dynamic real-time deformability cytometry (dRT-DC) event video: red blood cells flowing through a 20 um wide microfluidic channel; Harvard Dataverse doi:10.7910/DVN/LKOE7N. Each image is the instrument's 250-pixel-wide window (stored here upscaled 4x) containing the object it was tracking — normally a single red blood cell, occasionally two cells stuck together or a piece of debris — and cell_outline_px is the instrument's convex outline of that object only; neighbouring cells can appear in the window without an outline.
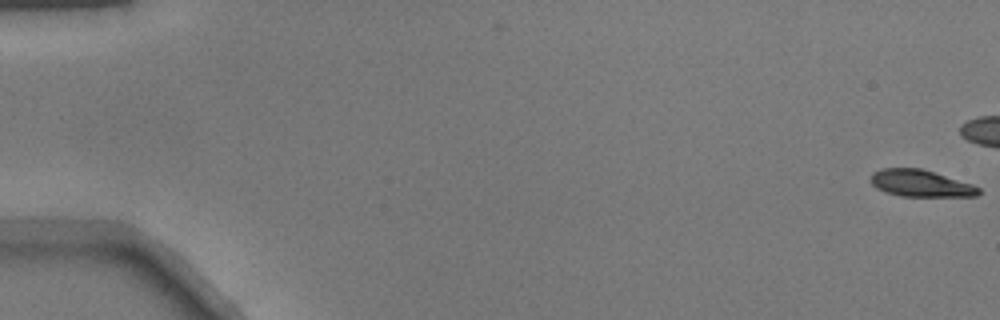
{"species": "common noctule bat (a hibernating species)", "species_latin": "Nyctalus noctula", "temperature_condition": "warm", "stored_images_in_passage": 42, "camera_frame_rate_fps": 3000, "um_per_image_px": 0.085, "animal": {"sex": "male", "body_mass_g": 17.9}, "frame": {"image": 1, "passage_image": 1, "time_ms": 0.0, "image_size_px": [1000, 320], "cell_outline_px": [[980, 192], [976, 196], [900, 196], [884, 192], [876, 188], [872, 184], [872, 172], [880, 168], [920, 168], [972, 184], [980, 188]], "centroid_in_image_um": [78.22, 15.58], "position_along_channel_um": 6.8, "area_um2": 16.76}}
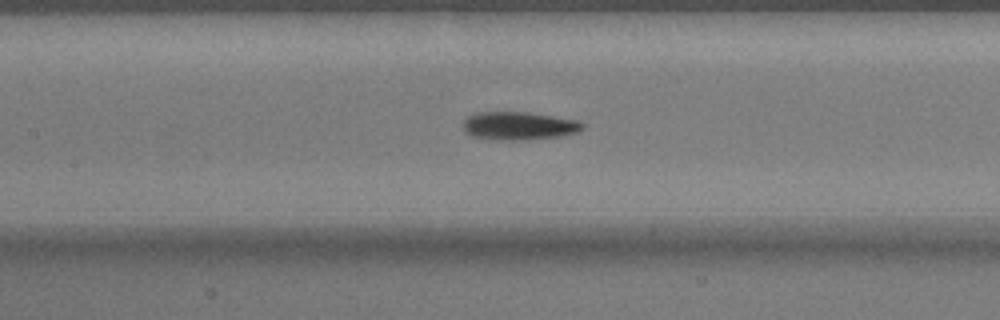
{"frame": {"image": 2, "passage_image": 25, "time_ms": 8.0, "image_size_px": [1000, 320], "cell_outline_px": [[584, 128], [576, 132], [556, 136], [516, 140], [496, 140], [472, 136], [464, 132], [464, 120], [468, 116], [476, 112], [528, 112], [576, 120], [584, 124]], "centroid_in_image_um": [44.05, 10.68], "position_along_channel_um": 163.4, "area_um2": 19.31}}
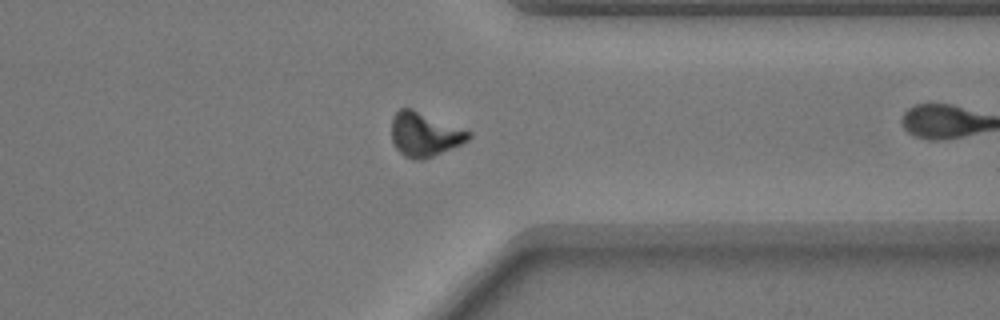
{"frame": {"image": 3, "passage_image": 41, "time_ms": 13.333, "image_size_px": [1000, 320], "cell_outline_px": [[472, 136], [468, 140], [460, 144], [424, 160], [412, 160], [404, 156], [396, 148], [392, 140], [392, 116], [400, 108], [412, 108], [472, 132]], "centroid_in_image_um": [36.07, 11.42], "position_along_channel_um": 375.3, "area_um2": 19.83}}